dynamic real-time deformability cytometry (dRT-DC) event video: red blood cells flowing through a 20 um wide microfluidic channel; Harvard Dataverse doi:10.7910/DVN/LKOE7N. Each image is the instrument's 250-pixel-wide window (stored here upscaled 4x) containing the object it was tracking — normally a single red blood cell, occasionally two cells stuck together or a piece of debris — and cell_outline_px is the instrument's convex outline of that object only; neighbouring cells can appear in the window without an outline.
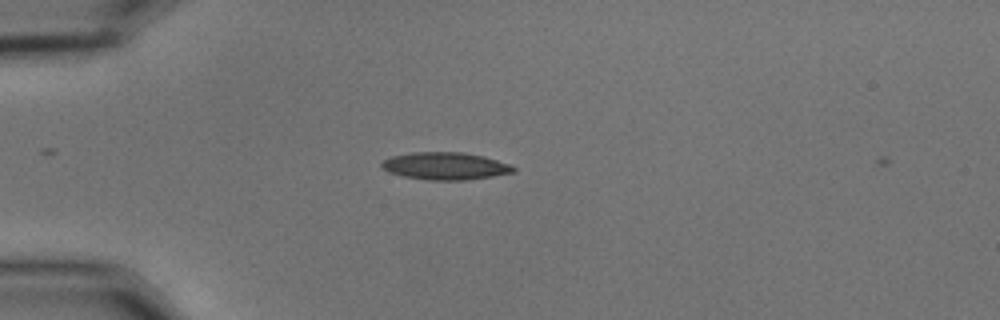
{"species": "common noctule bat (a hibernating species)", "species_latin": "Nyctalus noctula", "temperature_condition": "cold", "stored_images_in_passage": 3, "camera_frame_rate_fps": 3000, "um_per_image_px": 0.085, "animal": {"sex": "male", "body_mass_g": 15.6}, "frame": {"image": 1, "passage_image": 2, "time_ms": 0.333, "image_size_px": [1000, 320], "cell_outline_px": [[516, 172], [468, 180], [428, 180], [404, 176], [388, 172], [380, 164], [384, 160], [392, 156], [412, 152], [464, 152], [484, 156], [512, 164], [516, 168]], "centroid_in_image_um": [37.9, 14.11], "position_along_channel_um": 47.1, "area_um2": 21.15}}